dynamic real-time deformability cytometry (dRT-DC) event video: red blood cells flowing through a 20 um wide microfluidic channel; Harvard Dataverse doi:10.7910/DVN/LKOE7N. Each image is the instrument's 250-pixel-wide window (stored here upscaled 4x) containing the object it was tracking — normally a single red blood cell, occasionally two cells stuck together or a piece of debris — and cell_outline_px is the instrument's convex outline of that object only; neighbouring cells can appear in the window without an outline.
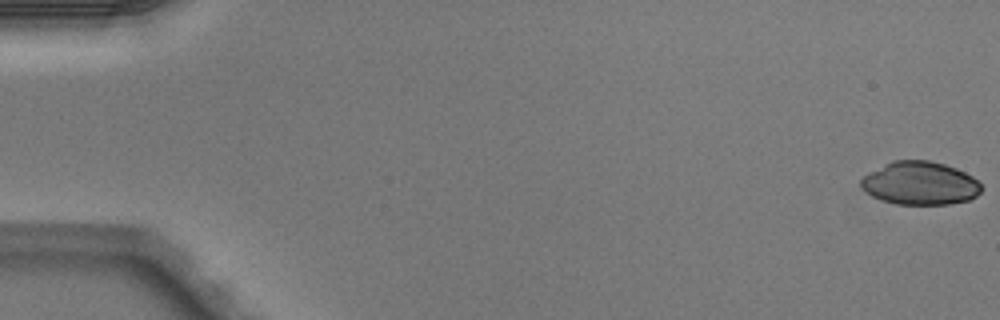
{"species": "Egyptian fruit bat (a non-hibernating species)", "species_latin": "Rousettus aegyptiacus", "temperature_condition": "warm", "stored_images_in_passage": 5, "camera_frame_rate_fps": 3000, "um_per_image_px": 0.085, "animal": {"sex": "male"}, "frame": {"image": 1, "passage_image": 1, "time_ms": 0.0, "image_size_px": [1000, 320], "cell_outline_px": [[980, 192], [976, 196], [968, 200], [948, 204], [896, 204], [872, 196], [860, 184], [860, 180], [868, 172], [892, 160], [928, 160], [944, 164], [956, 168], [972, 176], [980, 184]], "centroid_in_image_um": [78.19, 15.56], "position_along_channel_um": 6.8, "area_um2": 30.06}}